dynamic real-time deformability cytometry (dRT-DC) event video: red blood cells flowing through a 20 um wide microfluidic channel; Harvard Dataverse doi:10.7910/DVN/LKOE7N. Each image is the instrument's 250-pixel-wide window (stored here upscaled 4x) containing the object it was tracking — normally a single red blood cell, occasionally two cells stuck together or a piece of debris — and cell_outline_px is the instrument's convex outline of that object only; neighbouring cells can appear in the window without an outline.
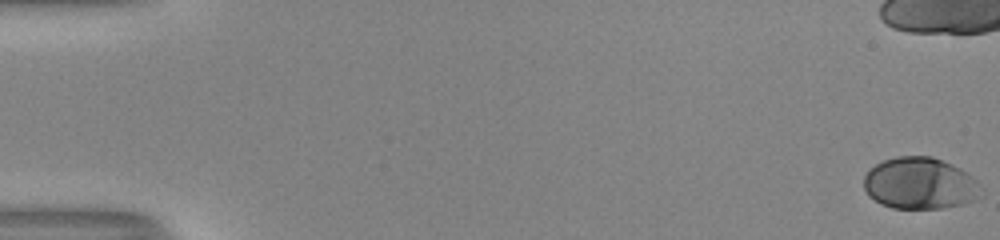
{"species": "human", "species_latin": "Homo sapiens", "temperature_condition": "room temperature", "stored_images_in_passage": 43, "camera_frame_rate_fps": 3000, "um_per_image_px": 0.085, "donor": {"sex": "male"}, "frame": {"image": 1, "passage_image": 1, "time_ms": 0.0, "image_size_px": [1000, 240], "cell_outline_px": [[984, 196], [976, 200], [960, 204], [940, 208], [892, 208], [880, 204], [868, 196], [864, 188], [864, 176], [876, 164], [884, 160], [896, 156], [932, 156], [952, 164], [960, 168], [972, 176], [984, 188]], "centroid_in_image_um": [78.24, 15.59], "position_along_channel_um": 6.8, "area_um2": 35.66}}
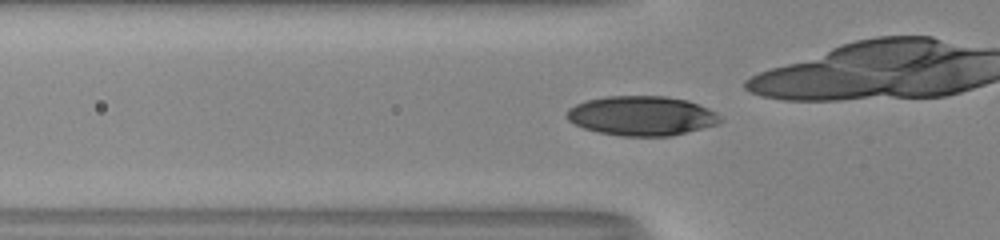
{"frame": {"image": 2, "passage_image": 20, "time_ms": 6.333, "image_size_px": [1000, 240], "cell_outline_px": [[724, 120], [716, 124], [668, 136], [620, 136], [600, 132], [584, 128], [568, 120], [568, 108], [576, 104], [588, 100], [608, 96], [668, 96], [688, 100], [708, 108], [716, 112]], "centroid_in_image_um": [54.56, 9.83], "position_along_channel_um": 71.2, "area_um2": 35.03}}